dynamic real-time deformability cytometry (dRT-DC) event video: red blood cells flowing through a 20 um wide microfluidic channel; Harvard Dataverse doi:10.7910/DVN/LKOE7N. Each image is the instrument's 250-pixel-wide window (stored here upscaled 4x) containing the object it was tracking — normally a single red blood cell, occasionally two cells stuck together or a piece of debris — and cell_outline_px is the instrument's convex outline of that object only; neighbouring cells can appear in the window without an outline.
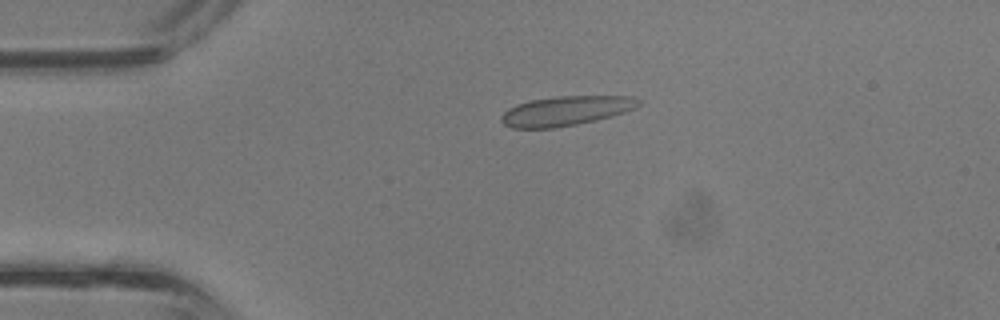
{"species": "common noctule bat (a hibernating species)", "species_latin": "Nyctalus noctula", "temperature_condition": "room temperature", "stored_images_in_passage": 30, "camera_frame_rate_fps": 3000, "um_per_image_px": 0.085, "animal": {"sex": "male", "body_mass_g": 13.3}, "frame": {"image": 1, "passage_image": 1, "time_ms": 0.0, "image_size_px": [1000, 320], "cell_outline_px": [[640, 104], [636, 108], [624, 112], [596, 120], [556, 128], [512, 128], [504, 124], [500, 120], [500, 116], [508, 108], [516, 104], [532, 100], [560, 96], [632, 96], [640, 100]], "centroid_in_image_um": [48.08, 9.42], "position_along_channel_um": 36.9, "area_um2": 23.58}}
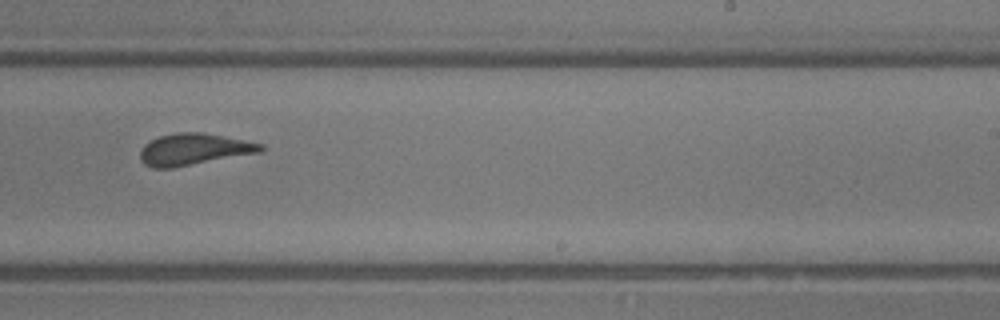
{"frame": {"image": 2, "passage_image": 16, "time_ms": 5.0, "image_size_px": [1000, 320], "cell_outline_px": [[264, 148], [260, 152], [172, 168], [152, 168], [144, 164], [140, 160], [140, 152], [144, 144], [160, 136], [176, 132], [204, 132], [264, 144]], "centroid_in_image_um": [16.46, 12.69], "position_along_channel_um": 272.5, "area_um2": 22.14}}
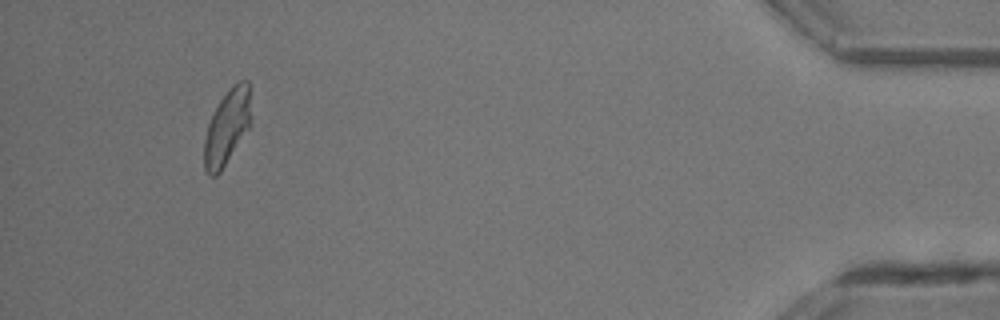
{"frame": {"image": 3, "passage_image": 28, "time_ms": 9.0, "image_size_px": [1000, 320], "cell_outline_px": [[252, 124], [220, 172], [216, 176], [208, 176], [204, 172], [204, 140], [208, 124], [220, 100], [240, 80], [248, 80]], "centroid_in_image_um": [19.31, 10.87], "position_along_channel_um": 415.9, "area_um2": 20.35}}